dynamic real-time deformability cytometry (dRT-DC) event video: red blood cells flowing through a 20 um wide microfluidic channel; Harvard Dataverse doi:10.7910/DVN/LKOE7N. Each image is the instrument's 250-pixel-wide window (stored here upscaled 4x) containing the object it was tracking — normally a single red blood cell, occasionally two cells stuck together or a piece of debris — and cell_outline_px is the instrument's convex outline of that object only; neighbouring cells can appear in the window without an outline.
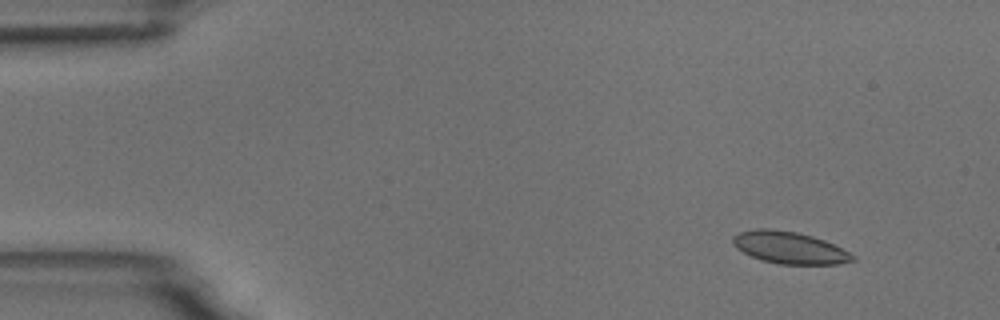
{"species": "common noctule bat (a hibernating species)", "species_latin": "Nyctalus noctula", "temperature_condition": "room temperature", "stored_images_in_passage": 5, "camera_frame_rate_fps": 3000, "um_per_image_px": 0.085, "animal": {"sex": "male", "body_mass_g": 18.8}, "frame": {"image": 1, "passage_image": 2, "time_ms": 1.0, "image_size_px": [1000, 320], "cell_outline_px": [[856, 260], [840, 264], [780, 264], [764, 260], [752, 256], [736, 248], [732, 244], [732, 236], [740, 232], [756, 228], [768, 228], [796, 232], [812, 236], [824, 240], [856, 256]], "centroid_in_image_um": [67.09, 21.05], "position_along_channel_um": 17.9, "area_um2": 22.2}}
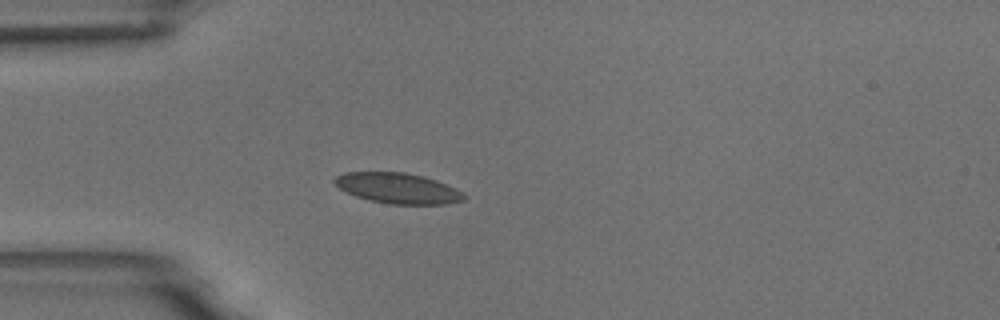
{"frame": {"image": 2, "passage_image": 5, "time_ms": 4.333, "image_size_px": [1000, 320], "cell_outline_px": [[468, 196], [464, 200], [448, 204], [392, 204], [368, 200], [356, 196], [340, 188], [332, 180], [336, 176], [344, 172], [404, 172], [424, 176], [436, 180], [456, 188], [464, 192]], "centroid_in_image_um": [33.86, 16.0], "position_along_channel_um": 51.1, "area_um2": 23.12}}